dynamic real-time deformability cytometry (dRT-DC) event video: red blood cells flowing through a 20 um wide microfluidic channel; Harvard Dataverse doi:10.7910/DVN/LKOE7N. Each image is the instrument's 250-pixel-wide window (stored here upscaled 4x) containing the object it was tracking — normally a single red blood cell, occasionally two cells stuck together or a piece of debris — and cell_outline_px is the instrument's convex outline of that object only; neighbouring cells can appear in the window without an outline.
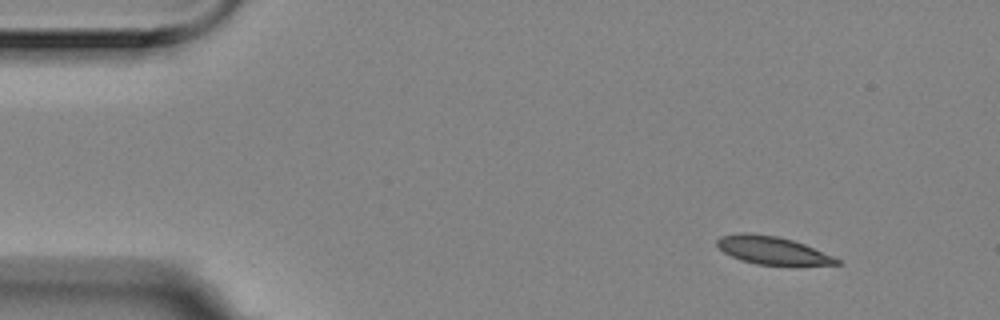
{"species": "Egyptian fruit bat (a non-hibernating species)", "species_latin": "Rousettus aegyptiacus", "temperature_condition": "room temperature", "stored_images_in_passage": 4, "camera_frame_rate_fps": 3000, "um_per_image_px": 0.085, "animal": {"sex": "female"}, "frame": {"image": 1, "passage_image": 1, "time_ms": 0.0, "image_size_px": [1000, 320], "cell_outline_px": [[840, 264], [756, 264], [740, 260], [724, 252], [716, 244], [716, 240], [720, 236], [744, 232], [776, 236], [792, 240], [804, 244], [832, 256], [840, 260]], "centroid_in_image_um": [65.58, 21.26], "position_along_channel_um": 19.4, "area_um2": 18.9}}
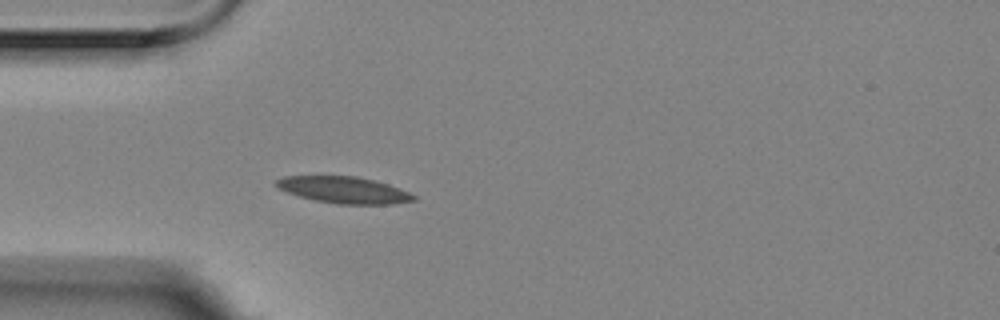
{"frame": {"image": 2, "passage_image": 4, "time_ms": 1.0, "image_size_px": [1000, 320], "cell_outline_px": [[416, 200], [392, 204], [336, 204], [316, 200], [300, 196], [276, 188], [276, 180], [284, 176], [356, 176], [388, 184], [408, 192], [416, 196]], "centroid_in_image_um": [29.22, 16.15], "position_along_channel_um": 55.8, "area_um2": 21.1}}